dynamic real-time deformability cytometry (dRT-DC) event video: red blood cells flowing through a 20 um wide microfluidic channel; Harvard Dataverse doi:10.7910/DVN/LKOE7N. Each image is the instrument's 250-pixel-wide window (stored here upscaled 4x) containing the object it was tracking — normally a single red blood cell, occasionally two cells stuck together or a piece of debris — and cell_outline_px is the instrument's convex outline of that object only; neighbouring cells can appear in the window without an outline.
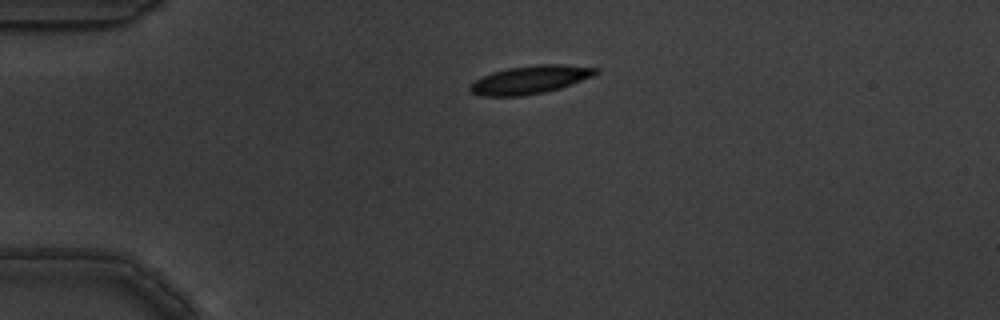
{"species": "common noctule bat (a hibernating species)", "species_latin": "Nyctalus noctula", "temperature_condition": "warm", "stored_images_in_passage": 2, "camera_frame_rate_fps": 3000, "um_per_image_px": 0.085, "animal": {"sex": "male", "body_mass_g": 19.5, "forearm_length_mm": 54.6}, "frame": {"image": 1, "passage_image": 2, "time_ms": 0.333, "image_size_px": [1000, 320], "cell_outline_px": [[600, 72], [592, 76], [572, 84], [560, 88], [544, 92], [520, 96], [480, 96], [472, 92], [468, 88], [468, 84], [480, 76], [492, 72], [508, 68], [536, 64], [560, 64], [600, 68]], "centroid_in_image_um": [45.02, 6.77], "position_along_channel_um": 40.0, "area_um2": 20.81}}